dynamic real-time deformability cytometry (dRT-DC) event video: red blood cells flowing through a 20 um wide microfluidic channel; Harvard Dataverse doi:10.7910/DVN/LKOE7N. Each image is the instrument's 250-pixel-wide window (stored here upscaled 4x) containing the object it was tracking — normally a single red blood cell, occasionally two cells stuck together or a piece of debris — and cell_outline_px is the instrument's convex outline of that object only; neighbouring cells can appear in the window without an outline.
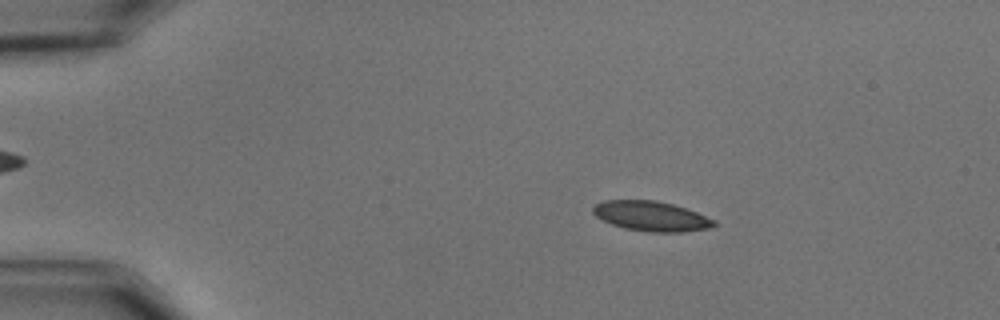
{"species": "common noctule bat (a hibernating species)", "species_latin": "Nyctalus noctula", "temperature_condition": "cold", "stored_images_in_passage": 57, "camera_frame_rate_fps": 3000, "um_per_image_px": 0.085, "animal": {"sex": "male", "body_mass_g": 15.6}, "frame": {"image": 1, "passage_image": 10, "time_ms": 3.0, "image_size_px": [1000, 320], "cell_outline_px": [[716, 224], [708, 228], [680, 232], [648, 232], [624, 228], [612, 224], [596, 216], [592, 212], [592, 208], [596, 204], [604, 200], [656, 200], [672, 204], [696, 212], [716, 220]], "centroid_in_image_um": [55.34, 18.37], "position_along_channel_um": 29.7, "area_um2": 20.92}}
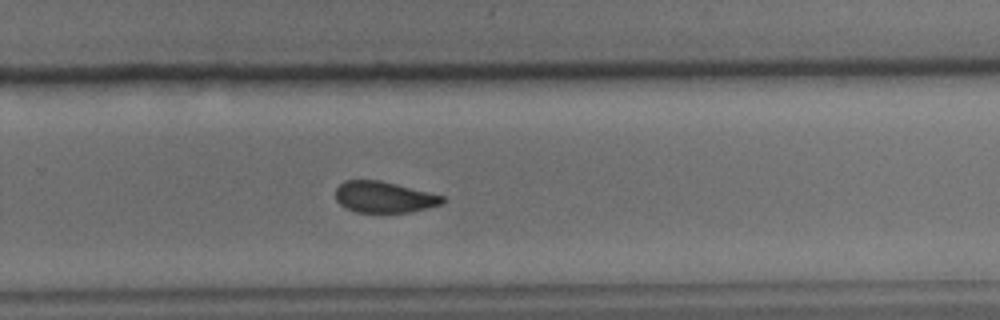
{"frame": {"image": 2, "passage_image": 38, "time_ms": 12.333, "image_size_px": [1000, 320], "cell_outline_px": [[448, 200], [440, 204], [428, 208], [412, 212], [356, 212], [344, 208], [336, 200], [336, 188], [344, 180], [380, 180], [444, 196]], "centroid_in_image_um": [32.64, 16.76], "position_along_channel_um": 297.2, "area_um2": 19.48}}
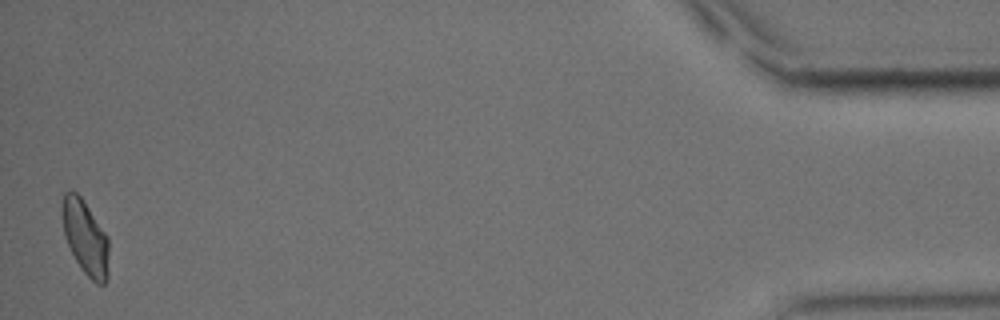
{"frame": {"image": 3, "passage_image": 56, "time_ms": 18.333, "image_size_px": [1000, 320], "cell_outline_px": [[108, 276], [104, 284], [96, 284], [80, 268], [64, 236], [60, 212], [60, 208], [64, 192], [76, 192], [84, 200], [108, 236]], "centroid_in_image_um": [7.24, 20.16], "position_along_channel_um": 428.0, "area_um2": 20.46}, "authors_computed_cell_mechanics": {"area_um2": 20.5768, "velocity_mm_per_s": 3.5434, "shape_relaxation_time_tau1_ms": 5.3628, "shape_relaxation_time_tau2_ms": 4.3619, "deformation_change_tau1": 0.1178, "deformation_change_tau2": 0.0815}}